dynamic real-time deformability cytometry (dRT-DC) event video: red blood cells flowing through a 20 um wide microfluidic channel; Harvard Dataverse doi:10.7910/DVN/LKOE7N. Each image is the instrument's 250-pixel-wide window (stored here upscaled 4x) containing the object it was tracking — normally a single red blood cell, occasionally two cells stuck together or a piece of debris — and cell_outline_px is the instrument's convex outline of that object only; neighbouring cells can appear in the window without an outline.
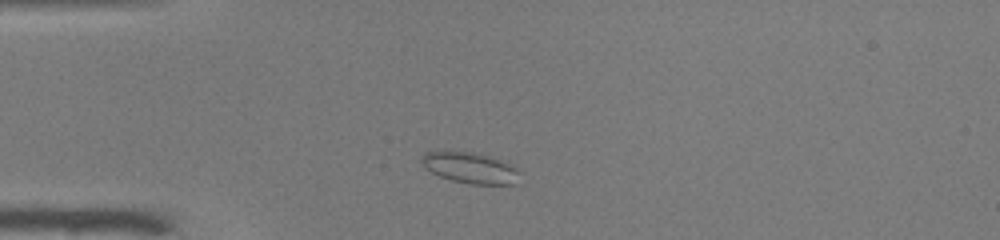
{"species": "common noctule bat (a hibernating species)", "species_latin": "Nyctalus noctula", "temperature_condition": "warm", "stored_images_in_passage": 43, "camera_frame_rate_fps": 3000, "um_per_image_px": 0.085, "animal": {"sex": "male", "body_mass_g": 19.0, "forearm_length_mm": 50.8}, "frame": {"image": 1, "passage_image": 5, "time_ms": 1.333, "image_size_px": [1000, 240], "cell_outline_px": [[520, 172], [516, 184], [472, 184], [452, 180], [440, 176], [424, 168], [420, 164], [420, 160], [424, 152], [452, 148], [476, 152], [512, 164]], "centroid_in_image_um": [39.89, 14.21], "position_along_channel_um": 45.1, "area_um2": 18.38}}
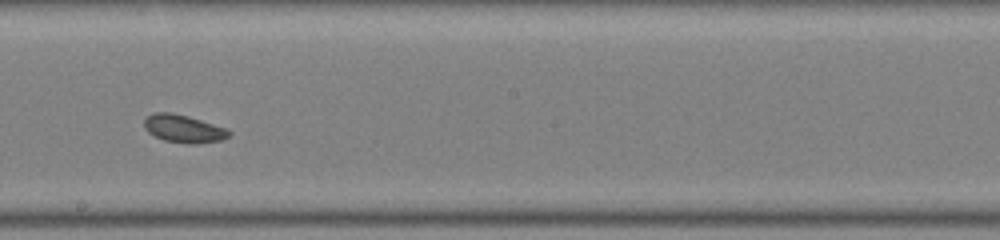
{"frame": {"image": 2, "passage_image": 21, "time_ms": 6.667, "image_size_px": [1000, 240], "cell_outline_px": [[232, 132], [228, 136], [220, 140], [196, 144], [188, 144], [164, 140], [148, 132], [144, 128], [144, 120], [152, 112], [172, 112], [188, 116], [228, 128]], "centroid_in_image_um": [15.61, 10.93], "position_along_channel_um": 232.6, "area_um2": 13.81}}
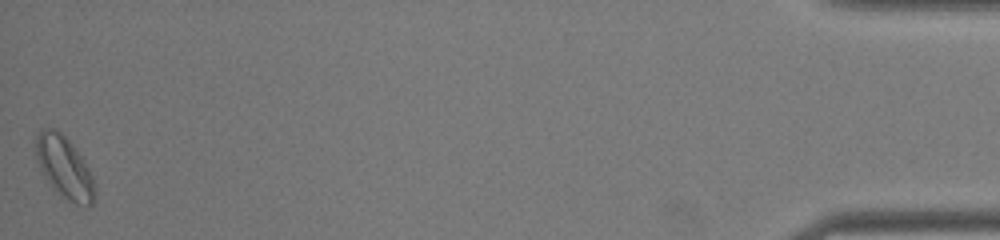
{"frame": {"image": 3, "passage_image": 43, "time_ms": 14.0, "image_size_px": [1000, 240], "cell_outline_px": [[96, 192], [92, 204], [76, 204], [68, 200], [40, 172], [36, 160], [36, 136], [44, 128], [56, 128], [72, 144], [84, 160], [92, 176]], "centroid_in_image_um": [5.47, 14.19], "position_along_channel_um": 429.7, "area_um2": 20.75}, "authors_computed_cell_mechanics": {"area_um2": 14.3922, "velocity_mm_per_s": 3.9169, "shape_relaxation_time_tau1_ms": null, "shape_relaxation_time_tau2_ms": 1.4988, "deformation_change_tau1": null, "deformation_change_tau2": 0.0629}}